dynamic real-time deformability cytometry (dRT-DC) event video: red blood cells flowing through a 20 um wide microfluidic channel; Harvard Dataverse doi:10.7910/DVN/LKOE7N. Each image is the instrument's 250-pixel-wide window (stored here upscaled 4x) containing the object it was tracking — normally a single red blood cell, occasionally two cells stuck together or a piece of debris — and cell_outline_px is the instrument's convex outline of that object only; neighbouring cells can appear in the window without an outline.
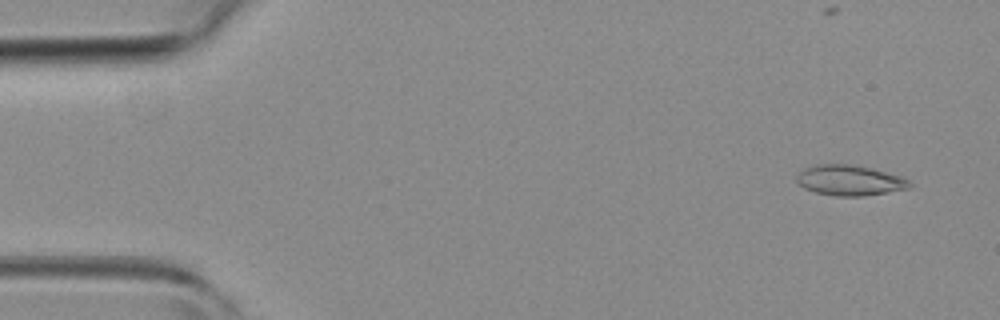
{"species": "common noctule bat (a hibernating species)", "species_latin": "Nyctalus noctula", "temperature_condition": "room temperature", "stored_images_in_passage": 2, "camera_frame_rate_fps": 3000, "um_per_image_px": 0.085, "animal": {"sex": "female", "body_mass_g": 19.3, "forearm_length_mm": 54.1}, "frame": {"image": 1, "passage_image": 1, "time_ms": 0.0, "image_size_px": [1000, 320], "cell_outline_px": [[912, 184], [908, 188], [860, 196], [836, 196], [816, 192], [804, 188], [796, 180], [796, 176], [804, 168], [816, 164], [848, 164], [868, 168], [900, 176], [908, 180]], "centroid_in_image_um": [72.16, 15.32], "position_along_channel_um": 12.8, "area_um2": 19.54}}